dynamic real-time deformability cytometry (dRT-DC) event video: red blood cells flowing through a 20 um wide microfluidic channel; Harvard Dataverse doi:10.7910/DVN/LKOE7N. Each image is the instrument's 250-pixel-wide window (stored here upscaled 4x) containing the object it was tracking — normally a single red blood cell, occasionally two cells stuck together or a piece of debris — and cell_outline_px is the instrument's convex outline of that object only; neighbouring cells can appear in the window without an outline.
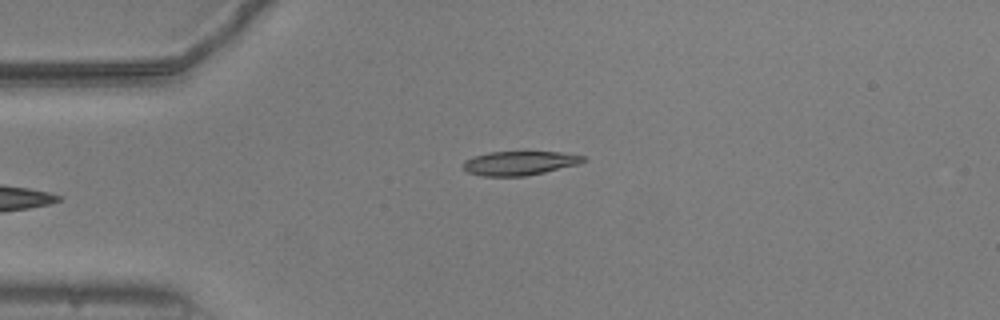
{"species": "common noctule bat (a hibernating species)", "species_latin": "Nyctalus noctula", "temperature_condition": "warm", "stored_images_in_passage": 4, "camera_frame_rate_fps": 3000, "um_per_image_px": 0.085, "animal": {"sex": "male", "body_mass_g": 20.5, "forearm_length_mm": 52.5}, "frame": {"image": 1, "passage_image": 1, "time_ms": 0.0, "image_size_px": [1000, 320], "cell_outline_px": [[588, 160], [580, 164], [544, 172], [524, 176], [480, 176], [468, 172], [464, 168], [464, 160], [472, 156], [488, 152], [560, 152], [584, 156]], "centroid_in_image_um": [44.17, 13.86], "position_along_channel_um": 40.8, "area_um2": 16.88}}